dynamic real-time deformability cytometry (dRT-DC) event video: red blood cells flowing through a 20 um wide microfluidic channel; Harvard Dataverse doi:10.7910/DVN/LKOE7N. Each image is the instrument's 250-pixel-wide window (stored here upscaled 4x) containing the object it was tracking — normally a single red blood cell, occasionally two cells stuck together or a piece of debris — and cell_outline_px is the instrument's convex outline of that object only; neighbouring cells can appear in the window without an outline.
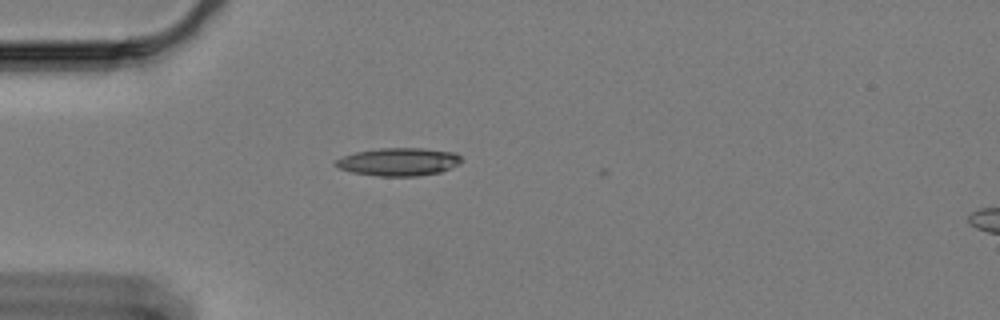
{"species": "Egyptian fruit bat (a non-hibernating species)", "species_latin": "Rousettus aegyptiacus", "temperature_condition": "cold", "stored_images_in_passage": 9, "camera_frame_rate_fps": 3000, "um_per_image_px": 0.085, "animal": {"sex": "female"}, "frame": {"image": 1, "passage_image": 7, "time_ms": 2.0, "image_size_px": [1000, 320], "cell_outline_px": [[460, 164], [440, 172], [420, 176], [380, 176], [352, 172], [340, 168], [332, 164], [332, 160], [356, 152], [380, 148], [424, 148], [456, 152], [460, 156]], "centroid_in_image_um": [33.88, 13.75], "position_along_channel_um": 51.1, "area_um2": 20.58}}